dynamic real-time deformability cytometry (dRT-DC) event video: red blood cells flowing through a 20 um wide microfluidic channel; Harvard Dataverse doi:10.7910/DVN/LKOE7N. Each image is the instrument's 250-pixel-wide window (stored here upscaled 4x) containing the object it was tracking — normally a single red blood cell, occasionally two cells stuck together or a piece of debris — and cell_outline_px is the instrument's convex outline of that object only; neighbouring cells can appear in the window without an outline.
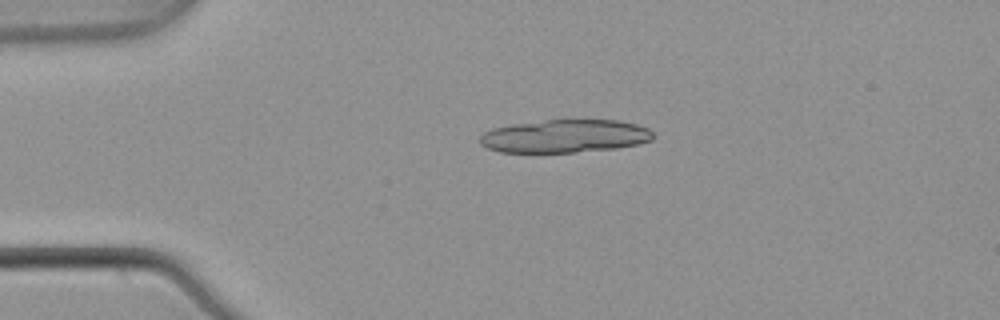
{"species": "common noctule bat (a hibernating species)", "species_latin": "Nyctalus noctula", "temperature_condition": "warm", "stored_images_in_passage": 4, "camera_frame_rate_fps": 3000, "um_per_image_px": 0.085, "animal": {"sex": "male", "body_mass_g": 21.5, "forearm_length_mm": 52.0}, "frame": {"image": 1, "passage_image": 4, "time_ms": 1.0, "image_size_px": [1000, 320], "cell_outline_px": [[656, 136], [652, 140], [640, 144], [616, 148], [572, 152], [500, 152], [488, 148], [480, 144], [480, 136], [484, 132], [492, 128], [512, 124], [544, 120], [620, 120], [636, 124], [648, 128]], "centroid_in_image_um": [48.03, 11.56], "position_along_channel_um": 37.0, "area_um2": 33.47}}